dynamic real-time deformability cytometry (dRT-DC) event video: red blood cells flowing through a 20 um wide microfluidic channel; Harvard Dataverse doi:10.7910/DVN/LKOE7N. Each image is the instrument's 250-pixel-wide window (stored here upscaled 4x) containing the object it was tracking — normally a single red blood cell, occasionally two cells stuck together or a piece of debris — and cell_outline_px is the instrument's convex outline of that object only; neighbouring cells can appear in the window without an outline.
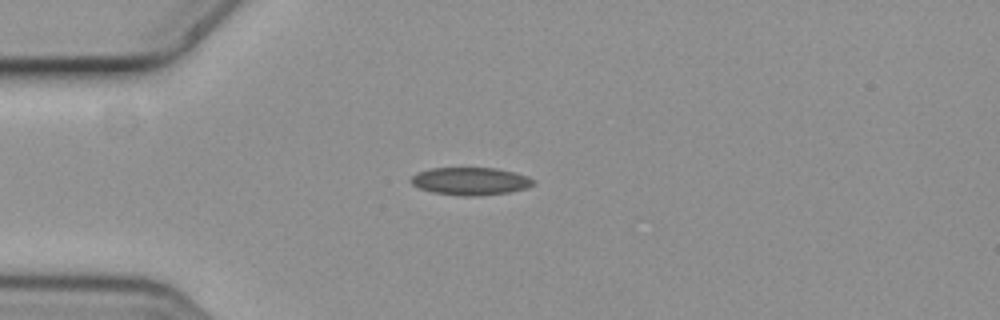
{"species": "common noctule bat (a hibernating species)", "species_latin": "Nyctalus noctula", "temperature_condition": "cold", "stored_images_in_passage": 8, "camera_frame_rate_fps": 3000, "um_per_image_px": 0.085, "animal": {"sex": "female", "body_mass_g": 19.3, "forearm_length_mm": 54.1}, "frame": {"image": 1, "passage_image": 3, "time_ms": 0.667, "image_size_px": [1000, 320], "cell_outline_px": [[532, 184], [524, 188], [508, 192], [476, 196], [460, 196], [432, 192], [420, 188], [412, 184], [408, 180], [416, 172], [432, 168], [496, 168], [528, 176], [532, 180]], "centroid_in_image_um": [39.9, 15.4], "position_along_channel_um": 45.1, "area_um2": 19.54}}
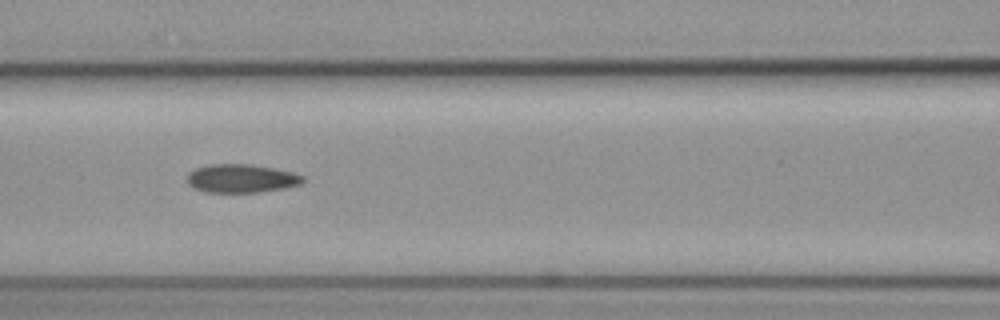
{"frame": {"image": 2, "passage_image": 6, "time_ms": 1.667, "image_size_px": [1000, 320], "cell_outline_px": [[304, 180], [300, 184], [284, 188], [260, 192], [204, 192], [188, 184], [188, 172], [196, 168], [208, 164], [252, 164], [296, 172], [304, 176]], "centroid_in_image_um": [20.54, 15.16], "position_along_channel_um": 146.1, "area_um2": 19.31}}
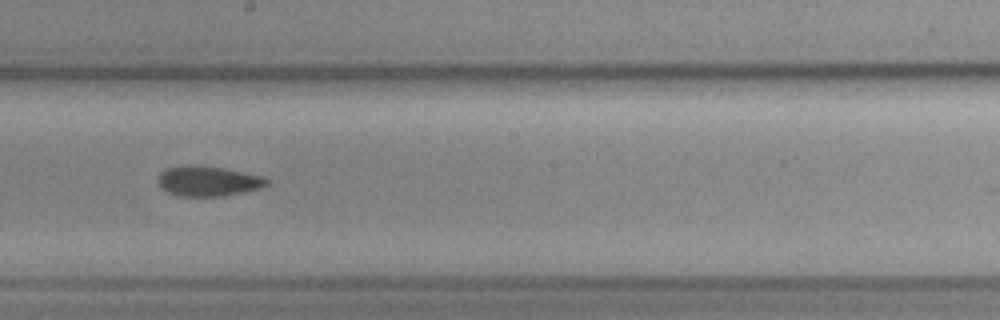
{"frame": {"image": 3, "passage_image": 8, "time_ms": 2.333, "image_size_px": [1000, 320], "cell_outline_px": [[268, 184], [260, 188], [244, 192], [220, 196], [180, 196], [168, 192], [160, 184], [160, 172], [168, 168], [188, 164], [200, 164], [224, 168], [264, 176], [268, 180]], "centroid_in_image_um": [17.73, 15.37], "position_along_channel_um": 230.5, "area_um2": 19.02}}